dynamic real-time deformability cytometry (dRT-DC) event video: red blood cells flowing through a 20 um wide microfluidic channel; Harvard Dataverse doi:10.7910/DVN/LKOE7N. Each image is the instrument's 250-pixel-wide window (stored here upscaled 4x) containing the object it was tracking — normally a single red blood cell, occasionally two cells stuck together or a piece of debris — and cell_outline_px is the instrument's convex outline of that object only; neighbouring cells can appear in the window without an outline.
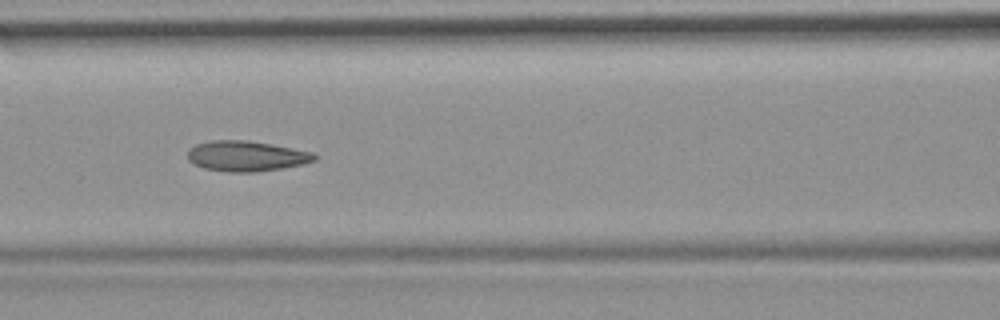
{"species": "common noctule bat (a hibernating species)", "species_latin": "Nyctalus noctula", "temperature_condition": "room temperature", "stored_images_in_passage": 53, "camera_frame_rate_fps": 3000, "um_per_image_px": 0.085, "animal": {"sex": "female", "body_mass_g": 19.9}, "frame": {"image": 1, "passage_image": 23, "time_ms": 7.333, "image_size_px": [1000, 320], "cell_outline_px": [[320, 156], [316, 160], [304, 164], [256, 172], [232, 172], [204, 168], [192, 164], [188, 160], [188, 148], [196, 144], [212, 140], [248, 140], [292, 148], [312, 152]], "centroid_in_image_um": [20.93, 13.26], "position_along_channel_um": 145.7, "area_um2": 22.54}, "authors_computed_cell_mechanics": {"area_um2": 22.5998, "velocity_mm_per_s": 3.7324, "shape_relaxation_time_tau1_ms": null, "shape_relaxation_time_tau2_ms": 2.0236, "deformation_change_tau1": null, "deformation_change_tau2": 0.0868}}